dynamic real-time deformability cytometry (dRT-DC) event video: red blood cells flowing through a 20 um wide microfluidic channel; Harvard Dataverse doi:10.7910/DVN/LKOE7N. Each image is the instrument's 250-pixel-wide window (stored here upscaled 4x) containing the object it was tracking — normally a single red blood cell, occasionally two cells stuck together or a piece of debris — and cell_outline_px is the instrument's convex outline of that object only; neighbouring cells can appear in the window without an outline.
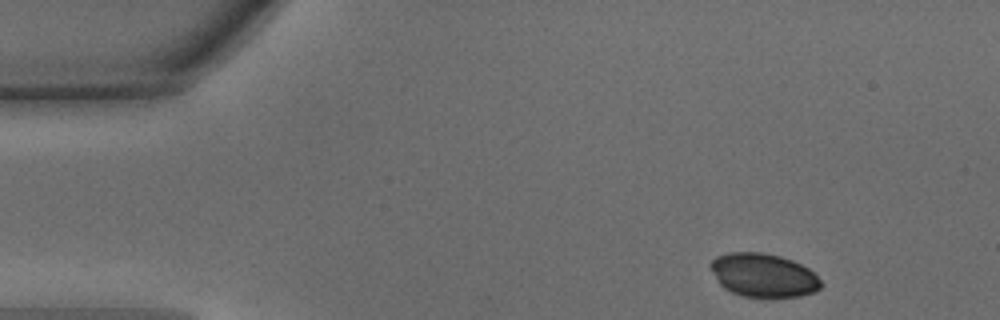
{"species": "common noctule bat (a hibernating species)", "species_latin": "Nyctalus noctula", "temperature_condition": "warm", "stored_images_in_passage": 33, "camera_frame_rate_fps": 3000, "um_per_image_px": 0.085, "animal": {"sex": "male", "body_mass_g": 15.6}, "frame": {"image": 1, "passage_image": 1, "time_ms": 0.0, "image_size_px": [1000, 320], "cell_outline_px": [[820, 288], [816, 292], [800, 296], [772, 300], [740, 296], [724, 288], [716, 280], [708, 264], [716, 256], [728, 252], [760, 252], [780, 256], [792, 260], [808, 268], [820, 280]], "centroid_in_image_um": [64.87, 23.43], "position_along_channel_um": 20.1, "area_um2": 28.78}}
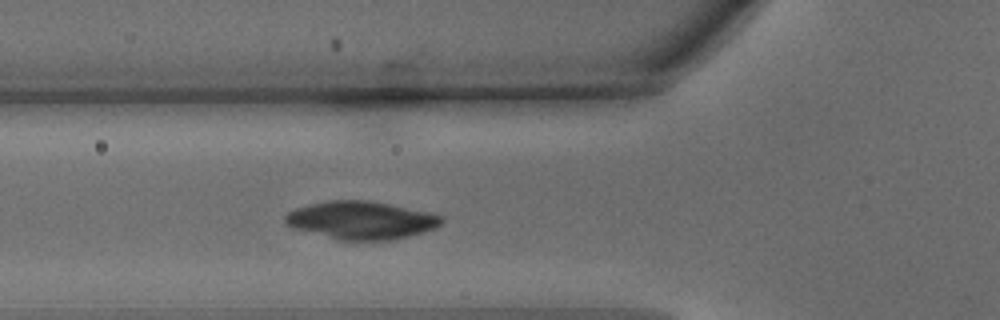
{"frame": {"image": 2, "passage_image": 12, "time_ms": 3.667, "image_size_px": [1000, 320], "cell_outline_px": [[444, 220], [436, 228], [408, 236], [388, 240], [340, 240], [296, 228], [284, 224], [284, 216], [288, 212], [296, 208], [312, 204], [332, 200], [368, 200], [428, 212], [444, 216]], "centroid_in_image_um": [30.72, 18.71], "position_along_channel_um": 95.1, "area_um2": 34.1}}
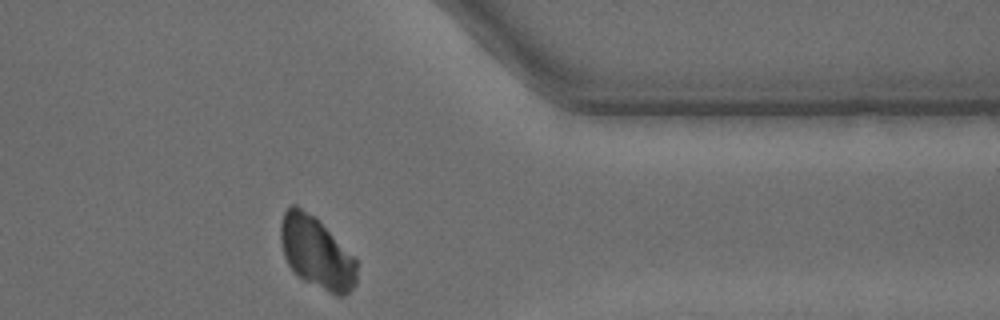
{"frame": {"image": 3, "passage_image": 33, "time_ms": 10.667, "image_size_px": [1000, 320], "cell_outline_px": [[356, 284], [344, 296], [336, 296], [304, 280], [288, 264], [284, 256], [280, 240], [280, 224], [284, 212], [292, 204], [296, 204], [316, 216], [356, 260]], "centroid_in_image_um": [26.88, 21.45], "position_along_channel_um": 384.5, "area_um2": 31.62}}